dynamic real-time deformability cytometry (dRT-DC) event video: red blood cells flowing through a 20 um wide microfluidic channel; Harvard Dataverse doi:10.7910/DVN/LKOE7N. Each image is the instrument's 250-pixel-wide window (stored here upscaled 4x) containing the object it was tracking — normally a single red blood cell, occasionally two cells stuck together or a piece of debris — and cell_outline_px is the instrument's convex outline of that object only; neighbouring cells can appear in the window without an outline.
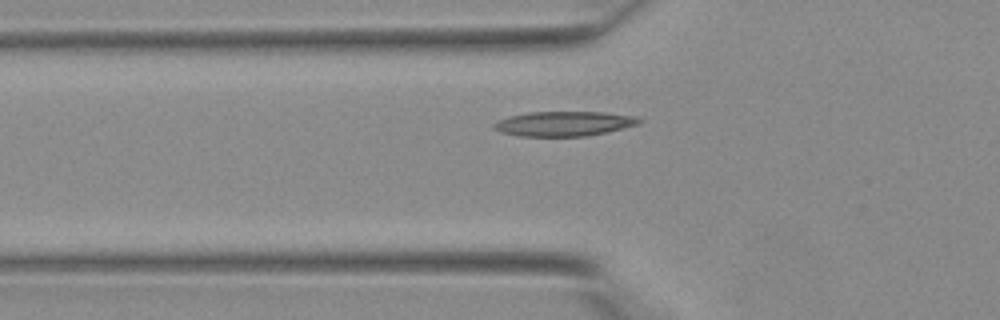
{"species": "Egyptian fruit bat (a non-hibernating species)", "species_latin": "Rousettus aegyptiacus", "temperature_condition": "warm", "stored_images_in_passage": 36, "camera_frame_rate_fps": 3000, "um_per_image_px": 0.085, "animal": {"sex": "female"}, "frame": {"image": 1, "passage_image": 9, "time_ms": 2.667, "image_size_px": [1000, 320], "cell_outline_px": [[644, 120], [640, 124], [588, 136], [520, 136], [500, 132], [492, 128], [492, 124], [496, 120], [508, 116], [528, 112], [604, 112], [636, 116]], "centroid_in_image_um": [47.92, 10.51], "position_along_channel_um": 77.9, "area_um2": 21.15}}
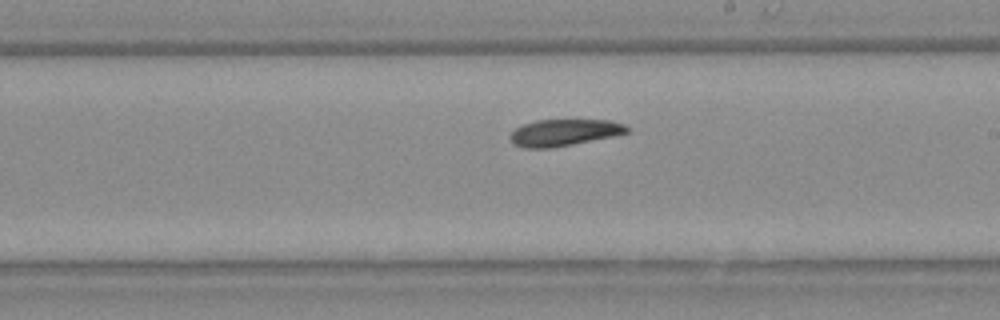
{"frame": {"image": 2, "passage_image": 19, "time_ms": 6.0, "image_size_px": [1000, 320], "cell_outline_px": [[628, 132], [616, 136], [552, 148], [524, 148], [512, 144], [508, 136], [516, 128], [524, 124], [536, 120], [608, 120], [624, 124], [628, 128]], "centroid_in_image_um": [47.92, 11.28], "position_along_channel_um": 241.1, "area_um2": 18.26}}
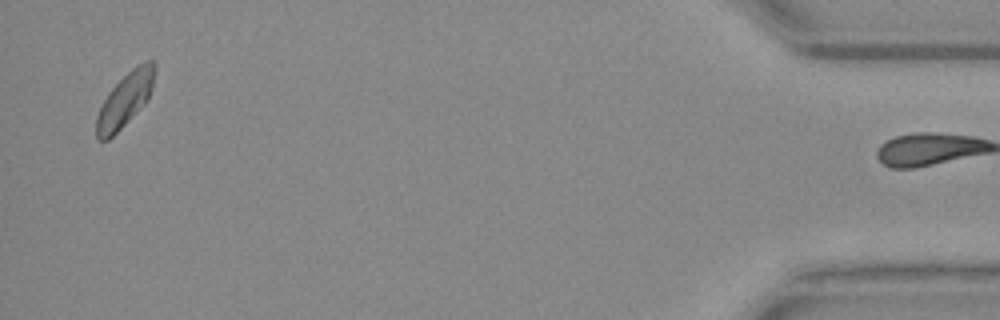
{"frame": {"image": 3, "passage_image": 35, "time_ms": 11.333, "image_size_px": [1000, 320], "cell_outline_px": [[156, 68], [152, 88], [148, 100], [108, 140], [96, 140], [96, 116], [108, 92], [132, 68], [144, 60], [156, 60]], "centroid_in_image_um": [10.65, 8.44], "position_along_channel_um": 424.6, "area_um2": 18.15}}